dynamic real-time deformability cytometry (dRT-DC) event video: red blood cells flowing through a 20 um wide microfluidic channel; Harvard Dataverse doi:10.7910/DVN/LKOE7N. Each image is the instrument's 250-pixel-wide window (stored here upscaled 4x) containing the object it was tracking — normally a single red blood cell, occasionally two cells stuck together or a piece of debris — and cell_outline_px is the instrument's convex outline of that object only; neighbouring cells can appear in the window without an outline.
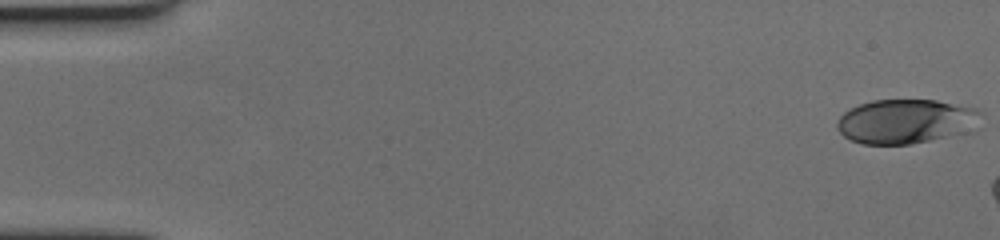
{"species": "human", "species_latin": "Homo sapiens", "temperature_condition": "cold", "stored_images_in_passage": 10, "camera_frame_rate_fps": 3000, "um_per_image_px": 0.085, "donor": {"sex": "female"}, "frame": {"image": 1, "passage_image": 1, "time_ms": 0.0, "image_size_px": [1000, 240], "cell_outline_px": [[984, 112], [980, 128], [972, 132], [908, 144], [860, 144], [844, 136], [836, 128], [836, 124], [840, 116], [844, 112], [860, 104], [872, 100], [936, 100], [976, 108]], "centroid_in_image_um": [77.1, 10.32], "position_along_channel_um": 7.9, "area_um2": 37.8}}